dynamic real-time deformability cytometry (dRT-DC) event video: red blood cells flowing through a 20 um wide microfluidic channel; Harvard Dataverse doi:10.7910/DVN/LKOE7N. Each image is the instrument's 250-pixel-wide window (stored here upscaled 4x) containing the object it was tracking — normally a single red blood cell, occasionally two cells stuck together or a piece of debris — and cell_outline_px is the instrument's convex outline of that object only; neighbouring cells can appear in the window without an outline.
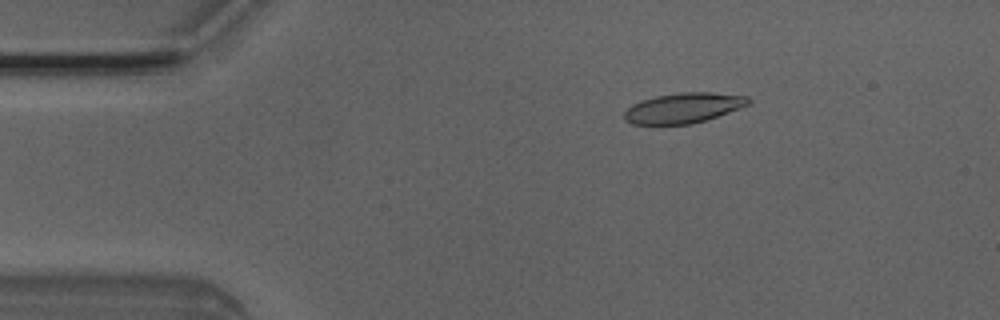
{"species": "Egyptian fruit bat (a non-hibernating species)", "species_latin": "Rousettus aegyptiacus", "temperature_condition": "room temperature", "stored_images_in_passage": 7, "camera_frame_rate_fps": 3000, "um_per_image_px": 0.085, "animal": {"sex": "male"}, "frame": {"image": 1, "passage_image": 3, "time_ms": 0.667, "image_size_px": [1000, 320], "cell_outline_px": [[752, 100], [748, 104], [740, 108], [708, 120], [692, 124], [660, 128], [632, 124], [624, 120], [624, 112], [632, 104], [640, 100], [656, 96], [680, 92], [712, 92], [748, 96]], "centroid_in_image_um": [58.03, 9.23], "position_along_channel_um": 27.0, "area_um2": 22.89}}